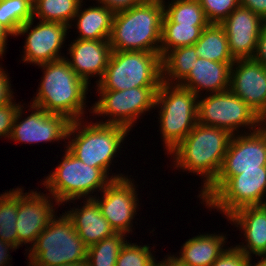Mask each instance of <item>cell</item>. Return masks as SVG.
<instances>
[{
    "label": "cell",
    "mask_w": 266,
    "mask_h": 266,
    "mask_svg": "<svg viewBox=\"0 0 266 266\" xmlns=\"http://www.w3.org/2000/svg\"><path fill=\"white\" fill-rule=\"evenodd\" d=\"M231 137L224 129L197 123L168 154L173 157L174 168L193 172L204 178L202 192L218 176Z\"/></svg>",
    "instance_id": "obj_1"
},
{
    "label": "cell",
    "mask_w": 266,
    "mask_h": 266,
    "mask_svg": "<svg viewBox=\"0 0 266 266\" xmlns=\"http://www.w3.org/2000/svg\"><path fill=\"white\" fill-rule=\"evenodd\" d=\"M37 66L44 72L31 104L49 113L64 115L70 121L84 119L89 86L78 77L65 58Z\"/></svg>",
    "instance_id": "obj_2"
},
{
    "label": "cell",
    "mask_w": 266,
    "mask_h": 266,
    "mask_svg": "<svg viewBox=\"0 0 266 266\" xmlns=\"http://www.w3.org/2000/svg\"><path fill=\"white\" fill-rule=\"evenodd\" d=\"M163 16L164 3L152 0L114 13L108 40L112 51L159 53Z\"/></svg>",
    "instance_id": "obj_3"
},
{
    "label": "cell",
    "mask_w": 266,
    "mask_h": 266,
    "mask_svg": "<svg viewBox=\"0 0 266 266\" xmlns=\"http://www.w3.org/2000/svg\"><path fill=\"white\" fill-rule=\"evenodd\" d=\"M83 122L71 121L66 148L86 165L100 168L110 176V165L130 130L120 125Z\"/></svg>",
    "instance_id": "obj_4"
},
{
    "label": "cell",
    "mask_w": 266,
    "mask_h": 266,
    "mask_svg": "<svg viewBox=\"0 0 266 266\" xmlns=\"http://www.w3.org/2000/svg\"><path fill=\"white\" fill-rule=\"evenodd\" d=\"M64 153L60 164L42 183L59 205L71 200L74 203L77 199L94 198L91 194L101 193L112 180L126 177L122 173L108 176L102 169L83 163L67 148Z\"/></svg>",
    "instance_id": "obj_5"
},
{
    "label": "cell",
    "mask_w": 266,
    "mask_h": 266,
    "mask_svg": "<svg viewBox=\"0 0 266 266\" xmlns=\"http://www.w3.org/2000/svg\"><path fill=\"white\" fill-rule=\"evenodd\" d=\"M160 133L168 154L198 123V96L179 84L161 82L156 92Z\"/></svg>",
    "instance_id": "obj_6"
},
{
    "label": "cell",
    "mask_w": 266,
    "mask_h": 266,
    "mask_svg": "<svg viewBox=\"0 0 266 266\" xmlns=\"http://www.w3.org/2000/svg\"><path fill=\"white\" fill-rule=\"evenodd\" d=\"M198 197L210 210L217 209L226 217L239 208L262 205L266 197V166L242 170L232 178H216Z\"/></svg>",
    "instance_id": "obj_7"
},
{
    "label": "cell",
    "mask_w": 266,
    "mask_h": 266,
    "mask_svg": "<svg viewBox=\"0 0 266 266\" xmlns=\"http://www.w3.org/2000/svg\"><path fill=\"white\" fill-rule=\"evenodd\" d=\"M87 248L67 214L55 215L34 245L25 250L29 251L27 266H60L86 261Z\"/></svg>",
    "instance_id": "obj_8"
},
{
    "label": "cell",
    "mask_w": 266,
    "mask_h": 266,
    "mask_svg": "<svg viewBox=\"0 0 266 266\" xmlns=\"http://www.w3.org/2000/svg\"><path fill=\"white\" fill-rule=\"evenodd\" d=\"M162 66L160 53L146 51H112L97 90H127L137 87H160Z\"/></svg>",
    "instance_id": "obj_9"
},
{
    "label": "cell",
    "mask_w": 266,
    "mask_h": 266,
    "mask_svg": "<svg viewBox=\"0 0 266 266\" xmlns=\"http://www.w3.org/2000/svg\"><path fill=\"white\" fill-rule=\"evenodd\" d=\"M207 95L198 97L199 124L224 129L231 135L239 134L244 126L250 132L262 126L263 119L230 89Z\"/></svg>",
    "instance_id": "obj_10"
},
{
    "label": "cell",
    "mask_w": 266,
    "mask_h": 266,
    "mask_svg": "<svg viewBox=\"0 0 266 266\" xmlns=\"http://www.w3.org/2000/svg\"><path fill=\"white\" fill-rule=\"evenodd\" d=\"M159 87H137L127 90H97L99 100L91 107L97 116H108L98 123L120 125L131 130L139 116L155 107Z\"/></svg>",
    "instance_id": "obj_11"
},
{
    "label": "cell",
    "mask_w": 266,
    "mask_h": 266,
    "mask_svg": "<svg viewBox=\"0 0 266 266\" xmlns=\"http://www.w3.org/2000/svg\"><path fill=\"white\" fill-rule=\"evenodd\" d=\"M133 180L128 176L114 179L101 191V198L94 193L102 215L115 232L132 233V223L139 205Z\"/></svg>",
    "instance_id": "obj_12"
},
{
    "label": "cell",
    "mask_w": 266,
    "mask_h": 266,
    "mask_svg": "<svg viewBox=\"0 0 266 266\" xmlns=\"http://www.w3.org/2000/svg\"><path fill=\"white\" fill-rule=\"evenodd\" d=\"M31 114L22 119L23 105L17 111L14 119L10 140L23 143L54 142L67 139L71 121L64 115L46 112L44 109L30 104ZM31 109V110H30ZM21 120V121H20Z\"/></svg>",
    "instance_id": "obj_13"
},
{
    "label": "cell",
    "mask_w": 266,
    "mask_h": 266,
    "mask_svg": "<svg viewBox=\"0 0 266 266\" xmlns=\"http://www.w3.org/2000/svg\"><path fill=\"white\" fill-rule=\"evenodd\" d=\"M33 20L35 21L33 18L21 26L16 34V36L28 34L24 43L23 63L40 65L63 59L65 56L61 55L60 49L64 46L69 26L40 20L37 26H34Z\"/></svg>",
    "instance_id": "obj_14"
},
{
    "label": "cell",
    "mask_w": 266,
    "mask_h": 266,
    "mask_svg": "<svg viewBox=\"0 0 266 266\" xmlns=\"http://www.w3.org/2000/svg\"><path fill=\"white\" fill-rule=\"evenodd\" d=\"M245 133V134H244ZM232 135L221 169L216 178H232L242 170L266 166V129Z\"/></svg>",
    "instance_id": "obj_15"
},
{
    "label": "cell",
    "mask_w": 266,
    "mask_h": 266,
    "mask_svg": "<svg viewBox=\"0 0 266 266\" xmlns=\"http://www.w3.org/2000/svg\"><path fill=\"white\" fill-rule=\"evenodd\" d=\"M23 191V188H18V216L16 222L18 248L20 245L30 243L33 246L37 237L55 216L54 205L60 206L56 204V199L50 194L48 196L47 193L43 194V192L40 193L34 190L29 191L30 193H24ZM51 199L54 200L55 204Z\"/></svg>",
    "instance_id": "obj_16"
},
{
    "label": "cell",
    "mask_w": 266,
    "mask_h": 266,
    "mask_svg": "<svg viewBox=\"0 0 266 266\" xmlns=\"http://www.w3.org/2000/svg\"><path fill=\"white\" fill-rule=\"evenodd\" d=\"M229 89L262 119L266 117V67L253 58L235 59Z\"/></svg>",
    "instance_id": "obj_17"
},
{
    "label": "cell",
    "mask_w": 266,
    "mask_h": 266,
    "mask_svg": "<svg viewBox=\"0 0 266 266\" xmlns=\"http://www.w3.org/2000/svg\"><path fill=\"white\" fill-rule=\"evenodd\" d=\"M221 25L227 34L229 50L233 58H253L260 32L266 25V21L250 9L238 6Z\"/></svg>",
    "instance_id": "obj_18"
},
{
    "label": "cell",
    "mask_w": 266,
    "mask_h": 266,
    "mask_svg": "<svg viewBox=\"0 0 266 266\" xmlns=\"http://www.w3.org/2000/svg\"><path fill=\"white\" fill-rule=\"evenodd\" d=\"M68 50L70 58H64L78 77L89 86V77L98 76V84L104 76L112 52L109 41L76 39L71 42Z\"/></svg>",
    "instance_id": "obj_19"
},
{
    "label": "cell",
    "mask_w": 266,
    "mask_h": 266,
    "mask_svg": "<svg viewBox=\"0 0 266 266\" xmlns=\"http://www.w3.org/2000/svg\"><path fill=\"white\" fill-rule=\"evenodd\" d=\"M227 219L244 234L246 245H236L240 250L251 259L252 254L266 257V209L262 205L239 208Z\"/></svg>",
    "instance_id": "obj_20"
},
{
    "label": "cell",
    "mask_w": 266,
    "mask_h": 266,
    "mask_svg": "<svg viewBox=\"0 0 266 266\" xmlns=\"http://www.w3.org/2000/svg\"><path fill=\"white\" fill-rule=\"evenodd\" d=\"M233 63H220L198 57L188 76L179 84L198 97L206 90L208 94L223 92L230 86V71Z\"/></svg>",
    "instance_id": "obj_21"
},
{
    "label": "cell",
    "mask_w": 266,
    "mask_h": 266,
    "mask_svg": "<svg viewBox=\"0 0 266 266\" xmlns=\"http://www.w3.org/2000/svg\"><path fill=\"white\" fill-rule=\"evenodd\" d=\"M81 208H70L65 211L71 219L74 229L84 244L89 247L106 237L116 233L107 219L102 215L100 207L94 198L82 199Z\"/></svg>",
    "instance_id": "obj_22"
},
{
    "label": "cell",
    "mask_w": 266,
    "mask_h": 266,
    "mask_svg": "<svg viewBox=\"0 0 266 266\" xmlns=\"http://www.w3.org/2000/svg\"><path fill=\"white\" fill-rule=\"evenodd\" d=\"M226 235L200 234L188 239L176 257L187 266H211L226 249ZM224 247V248H223Z\"/></svg>",
    "instance_id": "obj_23"
},
{
    "label": "cell",
    "mask_w": 266,
    "mask_h": 266,
    "mask_svg": "<svg viewBox=\"0 0 266 266\" xmlns=\"http://www.w3.org/2000/svg\"><path fill=\"white\" fill-rule=\"evenodd\" d=\"M82 3L83 1L80 3L78 11L73 18L74 22L77 21L75 26L79 33L76 39L109 40L114 13L100 4L81 10Z\"/></svg>",
    "instance_id": "obj_24"
},
{
    "label": "cell",
    "mask_w": 266,
    "mask_h": 266,
    "mask_svg": "<svg viewBox=\"0 0 266 266\" xmlns=\"http://www.w3.org/2000/svg\"><path fill=\"white\" fill-rule=\"evenodd\" d=\"M200 58L220 63H234L230 53L227 34L221 24L210 23L202 30L194 44Z\"/></svg>",
    "instance_id": "obj_25"
},
{
    "label": "cell",
    "mask_w": 266,
    "mask_h": 266,
    "mask_svg": "<svg viewBox=\"0 0 266 266\" xmlns=\"http://www.w3.org/2000/svg\"><path fill=\"white\" fill-rule=\"evenodd\" d=\"M198 54L194 45L172 49L161 58L162 82L180 84L190 73Z\"/></svg>",
    "instance_id": "obj_26"
},
{
    "label": "cell",
    "mask_w": 266,
    "mask_h": 266,
    "mask_svg": "<svg viewBox=\"0 0 266 266\" xmlns=\"http://www.w3.org/2000/svg\"><path fill=\"white\" fill-rule=\"evenodd\" d=\"M207 26L174 23L164 14L159 50L161 58L172 49L194 45Z\"/></svg>",
    "instance_id": "obj_27"
},
{
    "label": "cell",
    "mask_w": 266,
    "mask_h": 266,
    "mask_svg": "<svg viewBox=\"0 0 266 266\" xmlns=\"http://www.w3.org/2000/svg\"><path fill=\"white\" fill-rule=\"evenodd\" d=\"M83 0H33V18L72 27L73 18ZM71 22V23H70Z\"/></svg>",
    "instance_id": "obj_28"
},
{
    "label": "cell",
    "mask_w": 266,
    "mask_h": 266,
    "mask_svg": "<svg viewBox=\"0 0 266 266\" xmlns=\"http://www.w3.org/2000/svg\"><path fill=\"white\" fill-rule=\"evenodd\" d=\"M125 237H128L127 234L116 232L89 246L86 260L88 266H115L120 251L127 242Z\"/></svg>",
    "instance_id": "obj_29"
},
{
    "label": "cell",
    "mask_w": 266,
    "mask_h": 266,
    "mask_svg": "<svg viewBox=\"0 0 266 266\" xmlns=\"http://www.w3.org/2000/svg\"><path fill=\"white\" fill-rule=\"evenodd\" d=\"M18 187L0 194V239L18 248Z\"/></svg>",
    "instance_id": "obj_30"
},
{
    "label": "cell",
    "mask_w": 266,
    "mask_h": 266,
    "mask_svg": "<svg viewBox=\"0 0 266 266\" xmlns=\"http://www.w3.org/2000/svg\"><path fill=\"white\" fill-rule=\"evenodd\" d=\"M164 2V14L174 23L209 25L204 10L197 0H172Z\"/></svg>",
    "instance_id": "obj_31"
},
{
    "label": "cell",
    "mask_w": 266,
    "mask_h": 266,
    "mask_svg": "<svg viewBox=\"0 0 266 266\" xmlns=\"http://www.w3.org/2000/svg\"><path fill=\"white\" fill-rule=\"evenodd\" d=\"M33 19V0H0V23L16 37L18 29Z\"/></svg>",
    "instance_id": "obj_32"
},
{
    "label": "cell",
    "mask_w": 266,
    "mask_h": 266,
    "mask_svg": "<svg viewBox=\"0 0 266 266\" xmlns=\"http://www.w3.org/2000/svg\"><path fill=\"white\" fill-rule=\"evenodd\" d=\"M149 245L129 243L122 247L115 266H155L158 262Z\"/></svg>",
    "instance_id": "obj_33"
},
{
    "label": "cell",
    "mask_w": 266,
    "mask_h": 266,
    "mask_svg": "<svg viewBox=\"0 0 266 266\" xmlns=\"http://www.w3.org/2000/svg\"><path fill=\"white\" fill-rule=\"evenodd\" d=\"M210 23L221 24L228 15L240 6V0H197Z\"/></svg>",
    "instance_id": "obj_34"
},
{
    "label": "cell",
    "mask_w": 266,
    "mask_h": 266,
    "mask_svg": "<svg viewBox=\"0 0 266 266\" xmlns=\"http://www.w3.org/2000/svg\"><path fill=\"white\" fill-rule=\"evenodd\" d=\"M252 260L235 245L227 247L211 266H250Z\"/></svg>",
    "instance_id": "obj_35"
},
{
    "label": "cell",
    "mask_w": 266,
    "mask_h": 266,
    "mask_svg": "<svg viewBox=\"0 0 266 266\" xmlns=\"http://www.w3.org/2000/svg\"><path fill=\"white\" fill-rule=\"evenodd\" d=\"M20 104L12 99L7 104L0 106V138H8L11 134L15 116Z\"/></svg>",
    "instance_id": "obj_36"
},
{
    "label": "cell",
    "mask_w": 266,
    "mask_h": 266,
    "mask_svg": "<svg viewBox=\"0 0 266 266\" xmlns=\"http://www.w3.org/2000/svg\"><path fill=\"white\" fill-rule=\"evenodd\" d=\"M2 64H0L1 66ZM3 67H0V106H3L5 104H7L8 102H10L13 98H14V91H12L13 89H11V83L9 80L10 77H8V73H6V71L4 69H2Z\"/></svg>",
    "instance_id": "obj_37"
},
{
    "label": "cell",
    "mask_w": 266,
    "mask_h": 266,
    "mask_svg": "<svg viewBox=\"0 0 266 266\" xmlns=\"http://www.w3.org/2000/svg\"><path fill=\"white\" fill-rule=\"evenodd\" d=\"M96 1L98 2V4L107 7L113 13H116L138 6L141 3H143L145 0H96Z\"/></svg>",
    "instance_id": "obj_38"
},
{
    "label": "cell",
    "mask_w": 266,
    "mask_h": 266,
    "mask_svg": "<svg viewBox=\"0 0 266 266\" xmlns=\"http://www.w3.org/2000/svg\"><path fill=\"white\" fill-rule=\"evenodd\" d=\"M240 6L250 9L266 21V0H240Z\"/></svg>",
    "instance_id": "obj_39"
},
{
    "label": "cell",
    "mask_w": 266,
    "mask_h": 266,
    "mask_svg": "<svg viewBox=\"0 0 266 266\" xmlns=\"http://www.w3.org/2000/svg\"><path fill=\"white\" fill-rule=\"evenodd\" d=\"M253 59L266 67V25L262 28Z\"/></svg>",
    "instance_id": "obj_40"
},
{
    "label": "cell",
    "mask_w": 266,
    "mask_h": 266,
    "mask_svg": "<svg viewBox=\"0 0 266 266\" xmlns=\"http://www.w3.org/2000/svg\"><path fill=\"white\" fill-rule=\"evenodd\" d=\"M16 249L18 248L12 245L11 243L4 242L0 239V266H10V260H12V257H10L11 255L9 250Z\"/></svg>",
    "instance_id": "obj_41"
},
{
    "label": "cell",
    "mask_w": 266,
    "mask_h": 266,
    "mask_svg": "<svg viewBox=\"0 0 266 266\" xmlns=\"http://www.w3.org/2000/svg\"><path fill=\"white\" fill-rule=\"evenodd\" d=\"M12 34L0 23V58L2 59L3 55L6 52L8 36Z\"/></svg>",
    "instance_id": "obj_42"
},
{
    "label": "cell",
    "mask_w": 266,
    "mask_h": 266,
    "mask_svg": "<svg viewBox=\"0 0 266 266\" xmlns=\"http://www.w3.org/2000/svg\"><path fill=\"white\" fill-rule=\"evenodd\" d=\"M155 266H187L185 263L181 262L176 255H167V258H163L162 261H159Z\"/></svg>",
    "instance_id": "obj_43"
},
{
    "label": "cell",
    "mask_w": 266,
    "mask_h": 266,
    "mask_svg": "<svg viewBox=\"0 0 266 266\" xmlns=\"http://www.w3.org/2000/svg\"><path fill=\"white\" fill-rule=\"evenodd\" d=\"M60 266H88L87 261H80L78 263H66Z\"/></svg>",
    "instance_id": "obj_44"
},
{
    "label": "cell",
    "mask_w": 266,
    "mask_h": 266,
    "mask_svg": "<svg viewBox=\"0 0 266 266\" xmlns=\"http://www.w3.org/2000/svg\"><path fill=\"white\" fill-rule=\"evenodd\" d=\"M250 266H266V257L260 258V260H257V263H252L250 261Z\"/></svg>",
    "instance_id": "obj_45"
},
{
    "label": "cell",
    "mask_w": 266,
    "mask_h": 266,
    "mask_svg": "<svg viewBox=\"0 0 266 266\" xmlns=\"http://www.w3.org/2000/svg\"><path fill=\"white\" fill-rule=\"evenodd\" d=\"M262 126L266 129V117L263 119Z\"/></svg>",
    "instance_id": "obj_46"
},
{
    "label": "cell",
    "mask_w": 266,
    "mask_h": 266,
    "mask_svg": "<svg viewBox=\"0 0 266 266\" xmlns=\"http://www.w3.org/2000/svg\"><path fill=\"white\" fill-rule=\"evenodd\" d=\"M262 206L266 209V197H265V200H264Z\"/></svg>",
    "instance_id": "obj_47"
},
{
    "label": "cell",
    "mask_w": 266,
    "mask_h": 266,
    "mask_svg": "<svg viewBox=\"0 0 266 266\" xmlns=\"http://www.w3.org/2000/svg\"><path fill=\"white\" fill-rule=\"evenodd\" d=\"M152 1H157V2H162V3H164L166 0H152Z\"/></svg>",
    "instance_id": "obj_48"
}]
</instances>
